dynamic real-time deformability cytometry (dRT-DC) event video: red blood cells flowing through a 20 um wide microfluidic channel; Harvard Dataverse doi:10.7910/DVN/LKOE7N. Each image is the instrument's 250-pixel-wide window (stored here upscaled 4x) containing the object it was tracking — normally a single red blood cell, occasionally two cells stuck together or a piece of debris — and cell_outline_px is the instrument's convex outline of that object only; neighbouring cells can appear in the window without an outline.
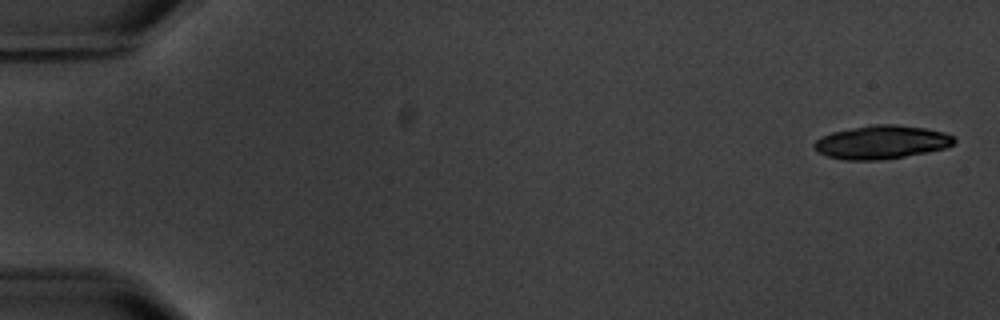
{"species": "common noctule bat (a hibernating species)", "species_latin": "Nyctalus noctula", "temperature_condition": "warm", "stored_images_in_passage": 7, "segment_of_instrument_passage": [1, 2], "camera_frame_rate_fps": 3000, "um_per_image_px": 0.085, "animal": {"sex": "male", "body_mass_g": 20.1, "forearm_length_mm": 53.5}, "frame": {"image": 1, "passage_image": 1, "time_ms": 0.0, "image_size_px": [1000, 320], "cell_outline_px": [[956, 140], [952, 144], [944, 148], [928, 152], [880, 160], [844, 160], [828, 156], [816, 152], [812, 148], [812, 144], [820, 136], [832, 132], [872, 124], [896, 124], [924, 128], [944, 132], [952, 136]], "centroid_in_image_um": [74.87, 12.08], "position_along_channel_um": 10.1, "area_um2": 27.34}}